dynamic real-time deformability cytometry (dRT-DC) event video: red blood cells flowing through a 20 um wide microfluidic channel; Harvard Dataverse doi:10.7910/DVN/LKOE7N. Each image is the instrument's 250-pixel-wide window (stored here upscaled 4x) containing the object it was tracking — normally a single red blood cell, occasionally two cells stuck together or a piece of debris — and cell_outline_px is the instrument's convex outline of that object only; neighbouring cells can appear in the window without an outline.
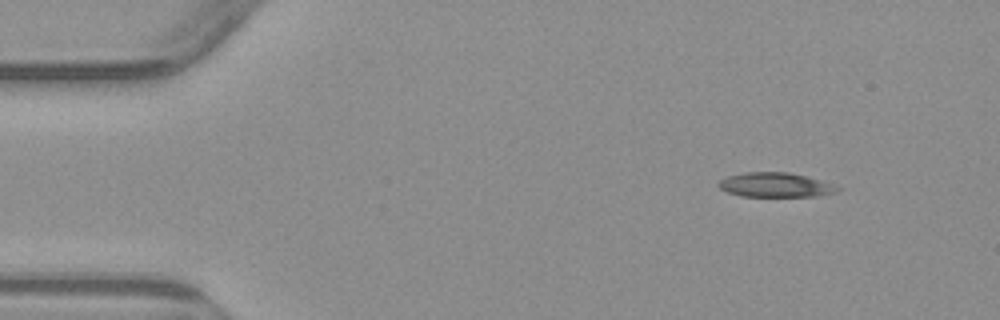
{"species": "common noctule bat (a hibernating species)", "species_latin": "Nyctalus noctula", "temperature_condition": "warm", "stored_images_in_passage": 4, "camera_frame_rate_fps": 3000, "um_per_image_px": 0.085, "animal": {"sex": "male", "body_mass_g": 23.1, "forearm_length_mm": 52.7}, "frame": {"image": 1, "passage_image": 1, "time_ms": 0.0, "image_size_px": [1000, 320], "cell_outline_px": [[840, 188], [836, 192], [820, 196], [740, 196], [728, 192], [720, 188], [716, 184], [720, 180], [728, 176], [744, 172], [788, 172], [820, 180], [832, 184]], "centroid_in_image_um": [65.88, 15.72], "position_along_channel_um": 19.1, "area_um2": 16.82}}
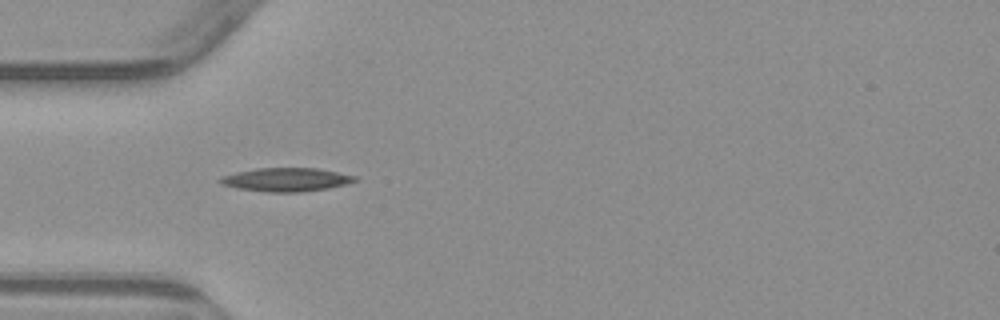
{"frame": {"image": 2, "passage_image": 3, "time_ms": 3.333, "image_size_px": [1000, 320], "cell_outline_px": [[360, 180], [328, 188], [300, 192], [268, 192], [236, 188], [220, 184], [216, 180], [220, 176], [236, 172], [256, 168], [316, 168], [360, 176]], "centroid_in_image_um": [24.31, 15.26], "position_along_channel_um": 60.7, "area_um2": 18.73}}
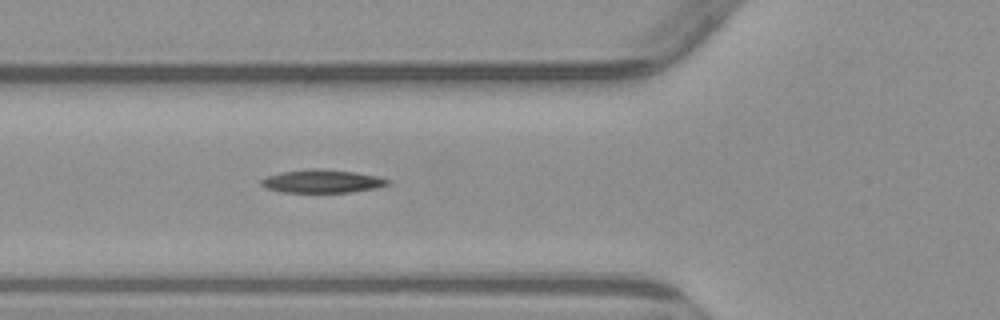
{"frame": {"image": 3, "passage_image": 4, "time_ms": 4.333, "image_size_px": [1000, 320], "cell_outline_px": [[392, 180], [388, 184], [376, 188], [352, 192], [280, 192], [264, 188], [260, 184], [260, 180], [268, 176], [280, 172], [312, 168], [316, 168], [356, 172], [376, 176]], "centroid_in_image_um": [27.36, 15.4], "position_along_channel_um": 98.4, "area_um2": 17.17}}